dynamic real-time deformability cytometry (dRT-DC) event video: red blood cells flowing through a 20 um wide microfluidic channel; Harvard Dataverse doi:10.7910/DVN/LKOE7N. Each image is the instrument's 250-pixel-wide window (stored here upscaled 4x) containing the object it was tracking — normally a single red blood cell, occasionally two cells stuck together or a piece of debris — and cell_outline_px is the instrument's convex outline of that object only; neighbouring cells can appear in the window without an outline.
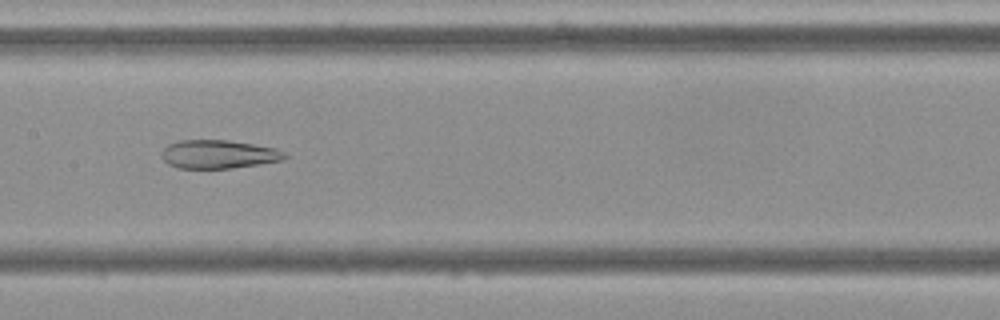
{"species": "Egyptian fruit bat (a non-hibernating species)", "species_latin": "Rousettus aegyptiacus", "temperature_condition": "cold", "stored_images_in_passage": 9, "camera_frame_rate_fps": 3000, "um_per_image_px": 0.085, "frame": {"image": 1, "passage_image": 8, "time_ms": 9.0, "image_size_px": [1000, 320], "cell_outline_px": [[288, 156], [284, 160], [232, 168], [180, 168], [168, 164], [160, 156], [160, 152], [168, 144], [180, 140], [228, 140], [276, 148], [284, 152]], "centroid_in_image_um": [18.56, 13.11], "position_along_channel_um": 188.8, "area_um2": 20.46}}
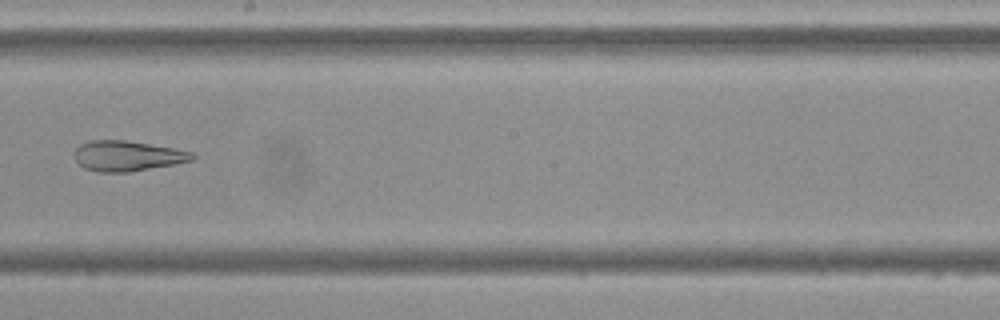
{"frame": {"image": 2, "passage_image": 9, "time_ms": 10.333, "image_size_px": [1000, 320], "cell_outline_px": [[196, 156], [192, 160], [176, 164], [128, 172], [96, 172], [84, 168], [72, 156], [76, 148], [80, 144], [92, 140], [128, 140], [176, 148], [192, 152]], "centroid_in_image_um": [10.82, 13.25], "position_along_channel_um": 237.4, "area_um2": 21.04}}